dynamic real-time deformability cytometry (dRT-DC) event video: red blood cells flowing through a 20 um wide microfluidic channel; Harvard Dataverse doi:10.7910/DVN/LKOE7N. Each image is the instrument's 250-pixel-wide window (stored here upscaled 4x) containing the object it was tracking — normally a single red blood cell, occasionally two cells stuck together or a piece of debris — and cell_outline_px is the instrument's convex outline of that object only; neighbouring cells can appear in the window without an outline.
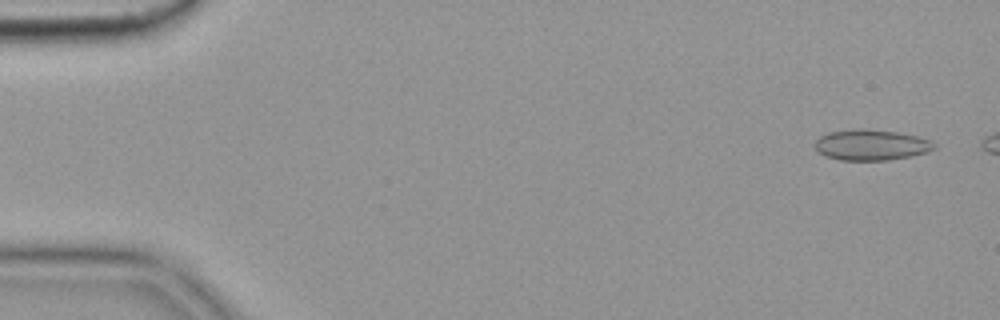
{"species": "common noctule bat (a hibernating species)", "species_latin": "Nyctalus noctula", "temperature_condition": "cold", "stored_images_in_passage": 9, "camera_frame_rate_fps": 3000, "um_per_image_px": 0.085, "animal": {"sex": "female", "body_mass_g": 19.9}, "frame": {"image": 1, "passage_image": 3, "time_ms": 0.667, "image_size_px": [1000, 320], "cell_outline_px": [[936, 148], [928, 152], [888, 160], [840, 160], [828, 156], [820, 152], [812, 144], [820, 136], [828, 132], [864, 128], [896, 132], [916, 136], [932, 140], [936, 144]], "centroid_in_image_um": [74.06, 12.31], "position_along_channel_um": 10.9, "area_um2": 21.27}}